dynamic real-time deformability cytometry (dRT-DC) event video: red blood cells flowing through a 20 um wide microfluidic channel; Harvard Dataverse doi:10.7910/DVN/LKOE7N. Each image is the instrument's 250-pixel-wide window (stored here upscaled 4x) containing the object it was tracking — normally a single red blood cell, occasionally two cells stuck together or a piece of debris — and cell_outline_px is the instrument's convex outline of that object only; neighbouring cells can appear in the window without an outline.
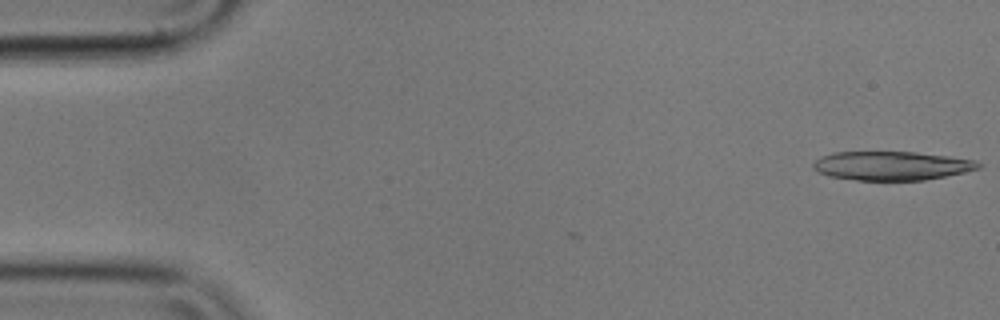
{"species": "common noctule bat (a hibernating species)", "species_latin": "Nyctalus noctula", "temperature_condition": "cold", "stored_images_in_passage": 3, "camera_frame_rate_fps": 3000, "um_per_image_px": 0.085, "animal": {"sex": "male", "body_mass_g": 17.9}, "frame": {"image": 1, "passage_image": 1, "time_ms": 0.0, "image_size_px": [1000, 320], "cell_outline_px": [[984, 164], [980, 168], [964, 172], [924, 180], [856, 180], [828, 176], [816, 172], [812, 168], [812, 164], [820, 156], [832, 152], [916, 152], [948, 156], [976, 160]], "centroid_in_image_um": [75.76, 14.08], "position_along_channel_um": 9.2, "area_um2": 27.98}}